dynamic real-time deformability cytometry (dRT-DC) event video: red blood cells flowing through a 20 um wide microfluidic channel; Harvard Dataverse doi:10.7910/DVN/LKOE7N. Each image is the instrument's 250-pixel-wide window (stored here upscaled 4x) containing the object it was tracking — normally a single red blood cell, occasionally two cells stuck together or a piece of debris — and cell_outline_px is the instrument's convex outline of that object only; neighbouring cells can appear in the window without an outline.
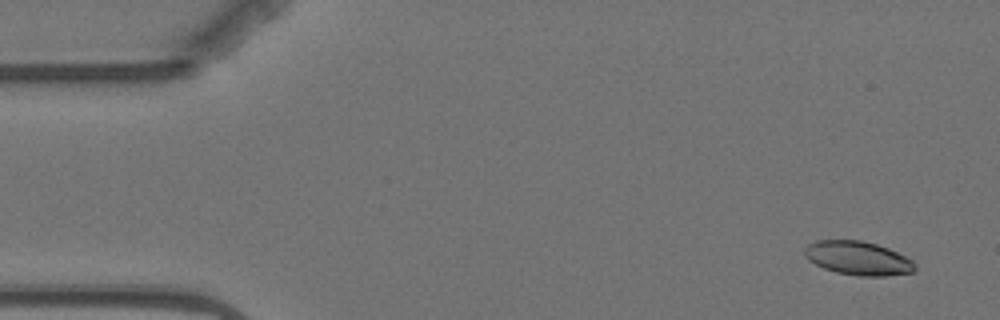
{"species": "Egyptian fruit bat (a non-hibernating species)", "species_latin": "Rousettus aegyptiacus", "temperature_condition": "warm", "stored_images_in_passage": 4, "camera_frame_rate_fps": 3000, "um_per_image_px": 0.085, "animal": {"sex": "female"}, "frame": {"image": 1, "passage_image": 1, "time_ms": 0.0, "image_size_px": [1000, 320], "cell_outline_px": [[916, 268], [912, 272], [884, 276], [860, 276], [836, 272], [824, 268], [808, 260], [804, 256], [804, 248], [808, 244], [816, 240], [860, 240], [876, 244], [888, 248], [912, 260], [916, 264]], "centroid_in_image_um": [72.91, 21.94], "position_along_channel_um": 12.1, "area_um2": 21.68}}
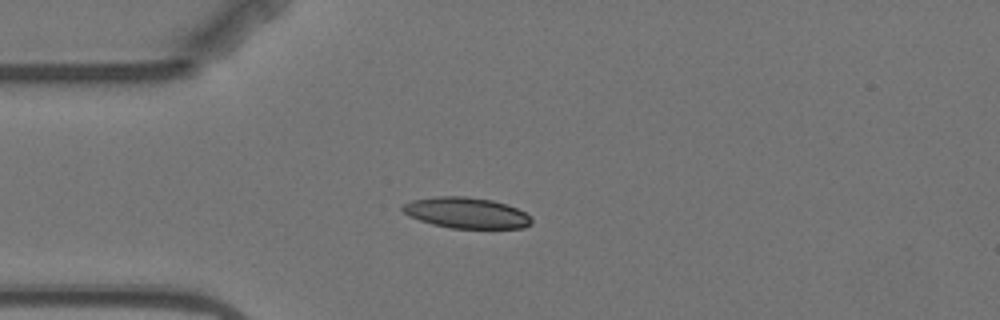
{"frame": {"image": 2, "passage_image": 4, "time_ms": 3.667, "image_size_px": [1000, 320], "cell_outline_px": [[532, 224], [524, 228], [452, 228], [432, 224], [408, 216], [400, 208], [404, 204], [412, 200], [436, 196], [464, 196], [492, 200], [508, 204], [524, 212], [532, 220]], "centroid_in_image_um": [39.63, 18.09], "position_along_channel_um": 45.4, "area_um2": 23.18}}